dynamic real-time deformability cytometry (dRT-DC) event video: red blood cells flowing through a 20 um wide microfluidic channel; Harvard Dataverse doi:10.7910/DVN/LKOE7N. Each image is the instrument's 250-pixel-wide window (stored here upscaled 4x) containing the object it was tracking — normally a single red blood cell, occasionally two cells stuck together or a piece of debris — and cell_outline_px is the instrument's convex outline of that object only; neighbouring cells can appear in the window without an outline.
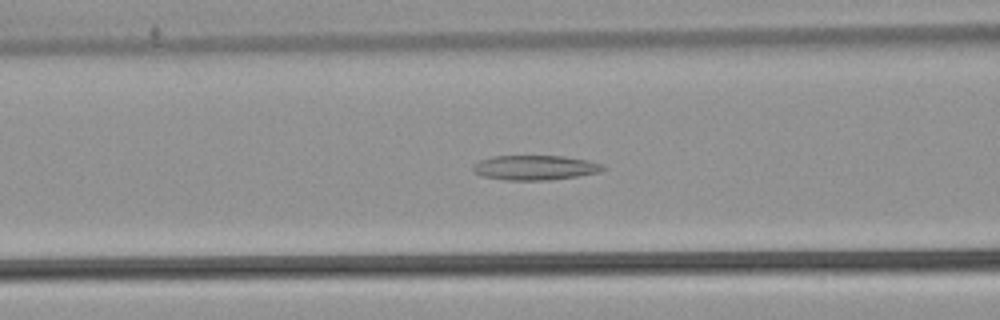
{"species": "common noctule bat (a hibernating species)", "species_latin": "Nyctalus noctula", "temperature_condition": "warm", "stored_images_in_passage": 53, "camera_frame_rate_fps": 3000, "um_per_image_px": 0.085, "animal": {"sex": "male", "body_mass_g": 21.5, "forearm_length_mm": 52.0}, "frame": {"image": 1, "passage_image": 22, "time_ms": 7.0, "image_size_px": [1000, 320], "cell_outline_px": [[608, 168], [600, 172], [552, 180], [508, 180], [484, 176], [476, 172], [472, 168], [480, 160], [492, 156], [564, 156], [588, 160], [604, 164]], "centroid_in_image_um": [45.56, 14.24], "position_along_channel_um": 121.0, "area_um2": 18.67}}
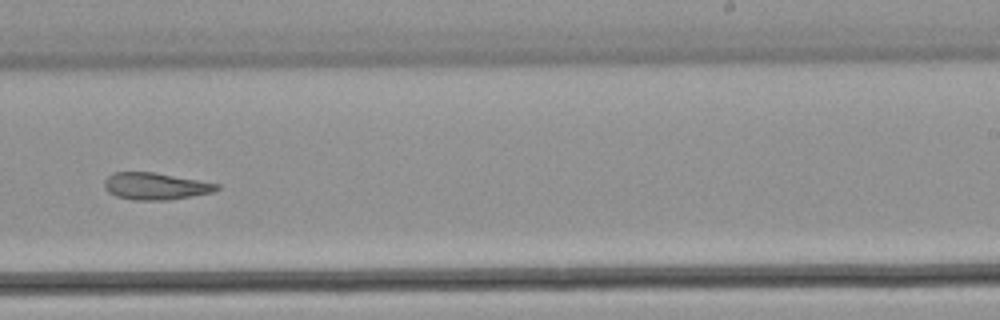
{"frame": {"image": 2, "passage_image": 34, "time_ms": 11.0, "image_size_px": [1000, 320], "cell_outline_px": [[220, 188], [212, 192], [164, 200], [132, 200], [116, 196], [108, 192], [104, 188], [104, 180], [112, 172], [156, 172], [220, 184]], "centroid_in_image_um": [13.17, 15.81], "position_along_channel_um": 275.8, "area_um2": 17.63}}
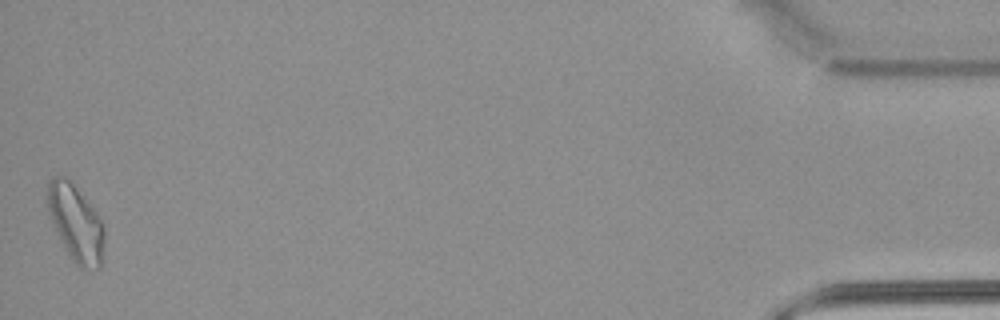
{"frame": {"image": 3, "passage_image": 53, "time_ms": 17.333, "image_size_px": [1000, 320], "cell_outline_px": [[104, 244], [100, 268], [80, 268], [72, 260], [64, 248], [48, 212], [48, 180], [52, 176], [64, 176], [72, 184], [104, 220]], "centroid_in_image_um": [6.46, 18.98], "position_along_channel_um": 428.7, "area_um2": 25.14}, "authors_computed_cell_mechanics": {"area_um2": 20.23, "velocity_mm_per_s": 3.8769, "shape_relaxation_time_tau1_ms": null, "shape_relaxation_time_tau2_ms": 10.2302, "deformation_change_tau1": null, "deformation_change_tau2": 0.2257}}